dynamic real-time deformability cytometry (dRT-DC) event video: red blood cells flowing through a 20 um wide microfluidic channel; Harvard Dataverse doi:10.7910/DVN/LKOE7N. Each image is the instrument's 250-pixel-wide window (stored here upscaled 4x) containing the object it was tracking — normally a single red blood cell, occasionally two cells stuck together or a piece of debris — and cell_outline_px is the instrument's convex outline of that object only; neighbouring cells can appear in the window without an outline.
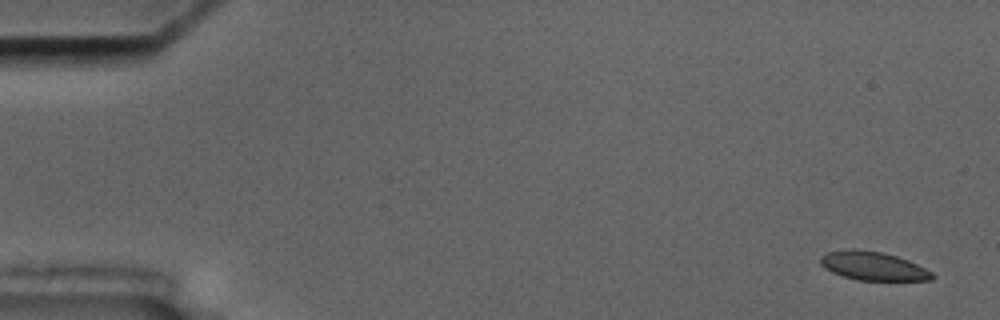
{"species": "common noctule bat (a hibernating species)", "species_latin": "Nyctalus noctula", "temperature_condition": "cold", "stored_images_in_passage": 11, "camera_frame_rate_fps": 3000, "um_per_image_px": 0.085, "animal": {"sex": "male", "body_mass_g": 17.5, "forearm_length_mm": 52.3}, "frame": {"image": 1, "passage_image": 1, "time_ms": 0.0, "image_size_px": [1000, 320], "cell_outline_px": [[936, 276], [932, 280], [856, 280], [832, 272], [824, 268], [820, 264], [820, 256], [828, 252], [852, 248], [856, 248], [880, 252], [896, 256], [908, 260], [932, 272]], "centroid_in_image_um": [74.19, 22.6], "position_along_channel_um": 10.8, "area_um2": 18.61}}
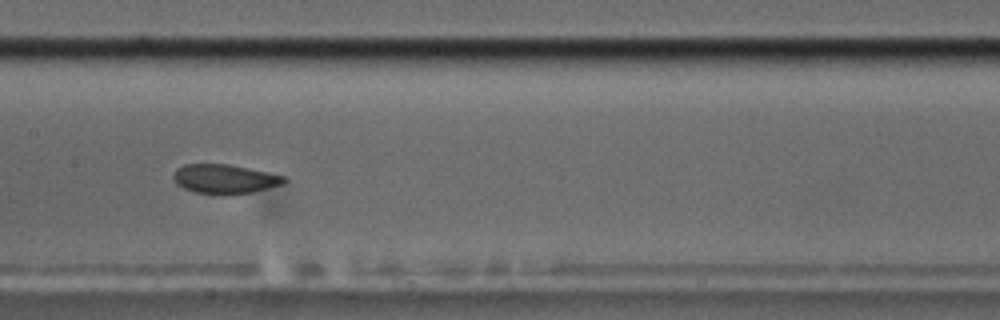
{"frame": {"image": 2, "passage_image": 8, "time_ms": 9.0, "image_size_px": [1000, 320], "cell_outline_px": [[288, 180], [280, 184], [252, 192], [220, 196], [196, 192], [184, 188], [176, 184], [172, 176], [176, 168], [184, 164], [228, 164], [248, 168], [284, 176]], "centroid_in_image_um": [19.04, 15.22], "position_along_channel_um": 188.4, "area_um2": 18.9}}
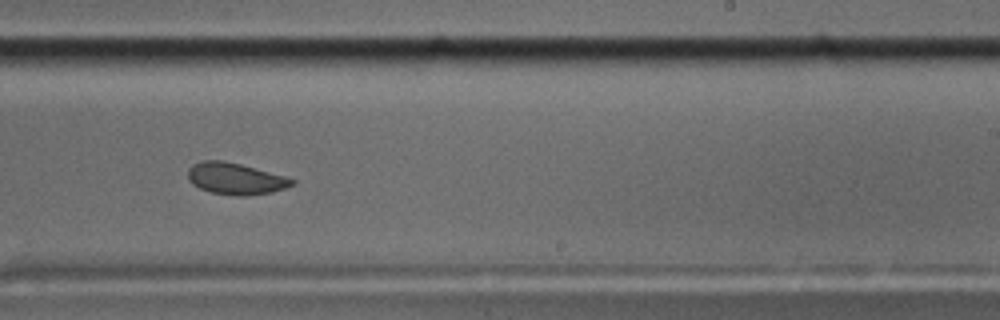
{"frame": {"image": 3, "passage_image": 10, "time_ms": 11.333, "image_size_px": [1000, 320], "cell_outline_px": [[296, 184], [272, 192], [248, 196], [236, 196], [212, 192], [200, 188], [192, 184], [188, 180], [188, 168], [192, 164], [200, 160], [224, 160], [288, 176], [296, 180]], "centroid_in_image_um": [20.03, 15.18], "position_along_channel_um": 269.0, "area_um2": 19.48}}